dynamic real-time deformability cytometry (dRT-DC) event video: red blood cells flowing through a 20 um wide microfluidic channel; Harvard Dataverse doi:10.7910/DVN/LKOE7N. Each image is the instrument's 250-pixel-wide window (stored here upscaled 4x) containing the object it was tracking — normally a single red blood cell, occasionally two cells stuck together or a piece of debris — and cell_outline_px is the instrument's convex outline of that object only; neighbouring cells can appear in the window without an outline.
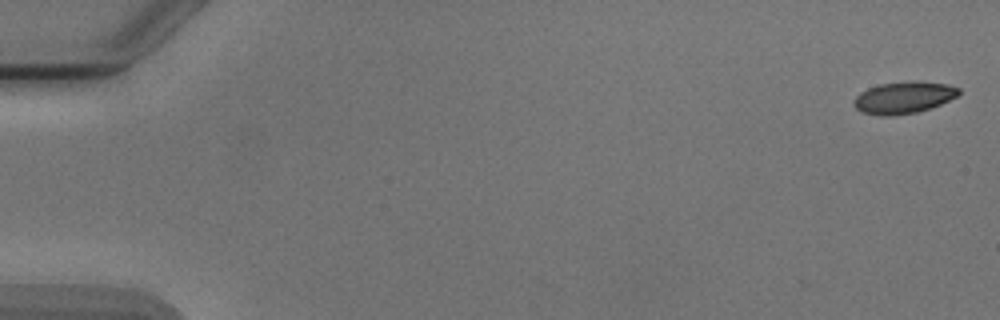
{"species": "Egyptian fruit bat (a non-hibernating species)", "species_latin": "Rousettus aegyptiacus", "temperature_condition": "cold", "stored_images_in_passage": 8, "camera_frame_rate_fps": 3000, "um_per_image_px": 0.085, "animal": {"sex": "male"}, "frame": {"image": 1, "passage_image": 1, "time_ms": 0.0, "image_size_px": [1000, 320], "cell_outline_px": [[960, 92], [956, 96], [940, 104], [916, 112], [892, 116], [880, 116], [860, 112], [852, 104], [852, 100], [860, 92], [868, 88], [880, 84], [908, 80], [920, 80], [948, 84], [960, 88]], "centroid_in_image_um": [76.77, 8.27], "position_along_channel_um": 8.2, "area_um2": 19.77}}
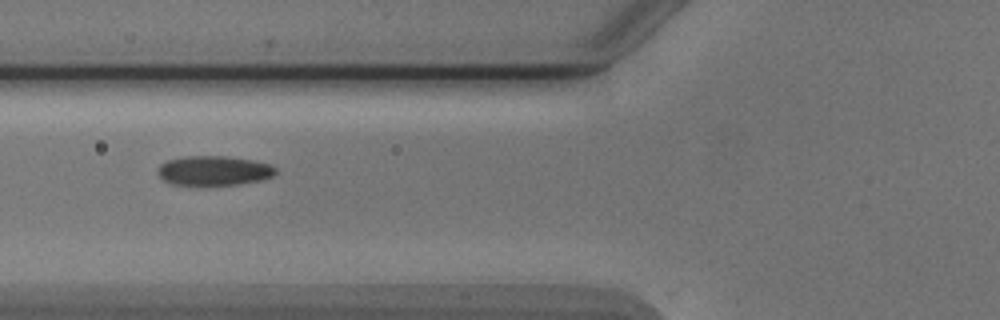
{"frame": {"image": 2, "passage_image": 6, "time_ms": 6.667, "image_size_px": [1000, 320], "cell_outline_px": [[276, 172], [272, 176], [260, 180], [236, 184], [168, 184], [156, 172], [160, 164], [168, 160], [188, 156], [228, 156], [252, 160], [272, 164], [276, 168]], "centroid_in_image_um": [18.18, 14.49], "position_along_channel_um": 107.6, "area_um2": 20.11}}
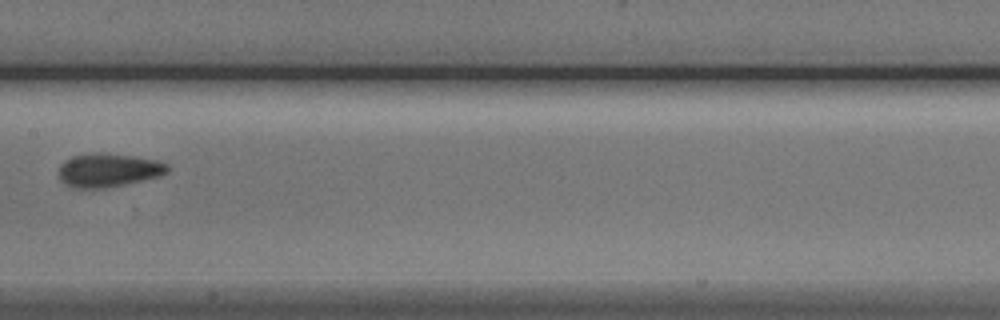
{"frame": {"image": 3, "passage_image": 8, "time_ms": 9.0, "image_size_px": [1000, 320], "cell_outline_px": [[168, 172], [160, 176], [108, 188], [72, 188], [60, 180], [60, 164], [64, 160], [72, 156], [96, 152], [100, 152], [132, 156], [156, 160], [168, 164]], "centroid_in_image_um": [9.2, 14.46], "position_along_channel_um": 198.2, "area_um2": 21.33}}